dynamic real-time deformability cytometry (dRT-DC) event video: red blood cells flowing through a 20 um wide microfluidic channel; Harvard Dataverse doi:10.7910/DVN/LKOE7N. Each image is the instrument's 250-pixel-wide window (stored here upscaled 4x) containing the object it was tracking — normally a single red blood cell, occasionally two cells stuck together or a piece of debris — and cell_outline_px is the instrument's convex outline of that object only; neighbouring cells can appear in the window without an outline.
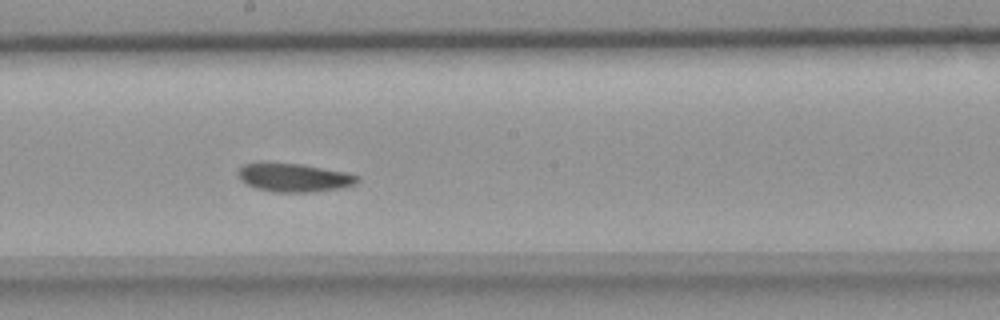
{"species": "common noctule bat (a hibernating species)", "species_latin": "Nyctalus noctula", "temperature_condition": "room temperature", "stored_images_in_passage": 8, "camera_frame_rate_fps": 3000, "um_per_image_px": 0.085, "animal": {"sex": "female", "body_mass_g": 18.4}, "frame": {"image": 1, "passage_image": 8, "time_ms": 2.333, "image_size_px": [1000, 320], "cell_outline_px": [[360, 180], [356, 184], [340, 188], [308, 192], [272, 192], [256, 188], [240, 180], [240, 168], [244, 164], [300, 164], [344, 172], [356, 176]], "centroid_in_image_um": [25.02, 15.12], "position_along_channel_um": 223.2, "area_um2": 19.07}}